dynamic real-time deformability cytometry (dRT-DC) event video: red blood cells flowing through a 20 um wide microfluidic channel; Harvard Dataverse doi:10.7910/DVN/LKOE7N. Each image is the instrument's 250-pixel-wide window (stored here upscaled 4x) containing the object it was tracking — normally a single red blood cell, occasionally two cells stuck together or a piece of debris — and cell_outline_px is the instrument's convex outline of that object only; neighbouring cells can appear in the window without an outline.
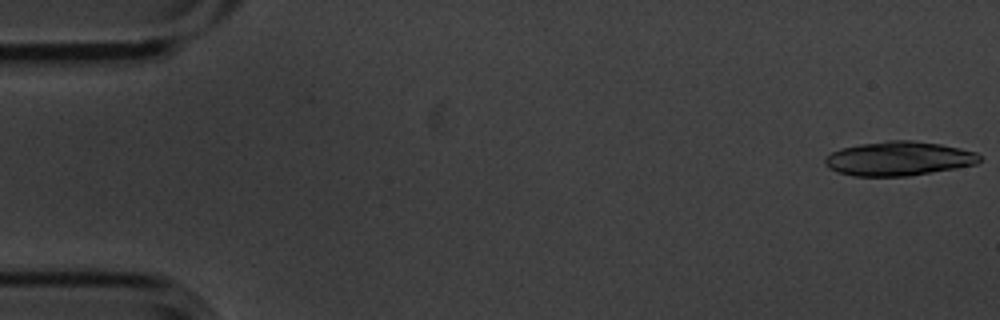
{"species": "common noctule bat (a hibernating species)", "species_latin": "Nyctalus noctula", "temperature_condition": "cold", "stored_images_in_passage": 4, "camera_frame_rate_fps": 3000, "um_per_image_px": 0.085, "animal": {"sex": "male", "body_mass_g": 20.1, "forearm_length_mm": 53.5}, "frame": {"image": 1, "passage_image": 1, "time_ms": 0.0, "image_size_px": [1000, 320], "cell_outline_px": [[980, 160], [976, 164], [956, 168], [908, 176], [852, 176], [836, 172], [828, 168], [824, 164], [824, 160], [832, 152], [840, 148], [860, 144], [888, 140], [912, 140], [940, 144], [960, 148], [976, 152], [980, 156]], "centroid_in_image_um": [76.36, 13.48], "position_along_channel_um": 8.6, "area_um2": 30.87}}